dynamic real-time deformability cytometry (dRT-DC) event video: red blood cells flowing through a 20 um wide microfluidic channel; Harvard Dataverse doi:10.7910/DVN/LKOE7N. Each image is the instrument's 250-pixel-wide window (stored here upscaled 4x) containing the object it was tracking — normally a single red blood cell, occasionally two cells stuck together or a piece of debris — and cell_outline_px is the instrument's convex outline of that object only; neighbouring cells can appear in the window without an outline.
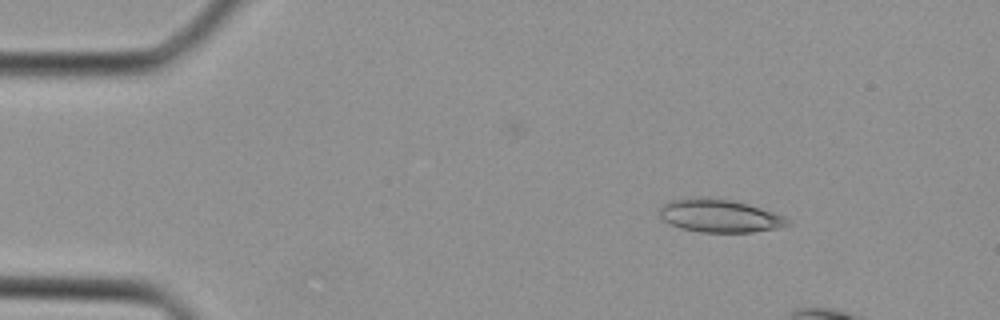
{"species": "Egyptian fruit bat (a non-hibernating species)", "species_latin": "Rousettus aegyptiacus", "temperature_condition": "cold", "stored_images_in_passage": 8, "camera_frame_rate_fps": 3000, "um_per_image_px": 0.085, "animal": {"sex": "female"}, "frame": {"image": 1, "passage_image": 2, "time_ms": 0.333, "image_size_px": [1000, 320], "cell_outline_px": [[792, 224], [780, 228], [752, 232], [700, 232], [680, 228], [668, 224], [660, 216], [660, 208], [664, 204], [672, 200], [688, 196], [696, 196], [732, 200], [748, 204], [784, 216]], "centroid_in_image_um": [61.14, 18.34], "position_along_channel_um": 23.9, "area_um2": 24.8}}